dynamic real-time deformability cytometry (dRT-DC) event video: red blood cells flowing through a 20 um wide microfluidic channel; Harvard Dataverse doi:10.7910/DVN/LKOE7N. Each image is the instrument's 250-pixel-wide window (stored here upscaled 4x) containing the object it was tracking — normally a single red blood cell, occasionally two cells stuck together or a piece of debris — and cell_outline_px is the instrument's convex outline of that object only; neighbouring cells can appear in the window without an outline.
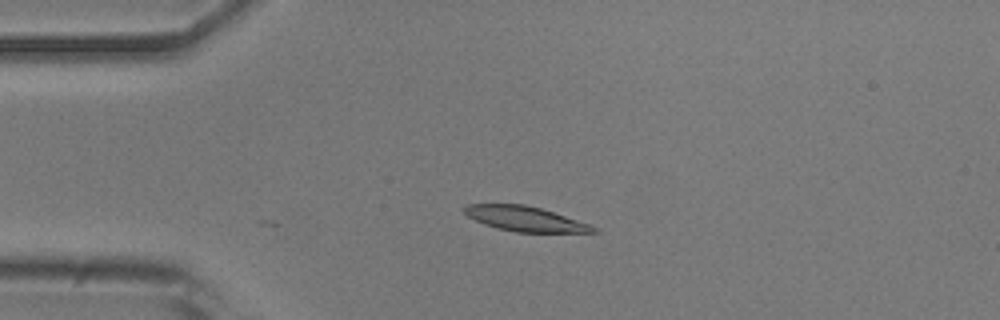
{"species": "common noctule bat (a hibernating species)", "species_latin": "Nyctalus noctula", "temperature_condition": "room temperature", "stored_images_in_passage": 2, "camera_frame_rate_fps": 3000, "um_per_image_px": 0.085, "animal": {"sex": "male", "body_mass_g": 20.5, "forearm_length_mm": 52.5}, "frame": {"image": 1, "passage_image": 2, "time_ms": 0.333, "image_size_px": [1000, 320], "cell_outline_px": [[600, 232], [516, 232], [496, 228], [484, 224], [468, 216], [460, 208], [468, 204], [524, 204], [540, 208], [592, 224]], "centroid_in_image_um": [44.63, 18.6], "position_along_channel_um": 40.4, "area_um2": 18.73}}